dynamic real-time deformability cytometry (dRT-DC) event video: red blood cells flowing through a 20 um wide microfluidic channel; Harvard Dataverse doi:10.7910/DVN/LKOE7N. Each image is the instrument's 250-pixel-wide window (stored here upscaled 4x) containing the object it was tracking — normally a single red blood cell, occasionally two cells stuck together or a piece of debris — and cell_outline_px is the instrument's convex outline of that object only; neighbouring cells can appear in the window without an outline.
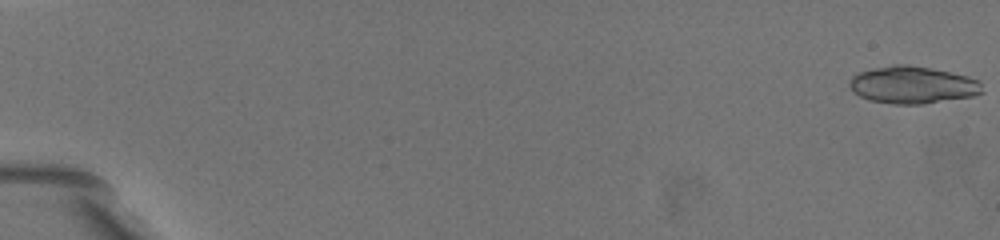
{"species": "common noctule bat (a hibernating species)", "species_latin": "Nyctalus noctula", "temperature_condition": "warm", "stored_images_in_passage": 14, "camera_frame_rate_fps": 3000, "um_per_image_px": 0.085, "animal": {"sex": "female", "body_mass_g": 19.5, "forearm_length_mm": 54.1}, "frame": {"image": 1, "passage_image": 1, "time_ms": 0.0, "image_size_px": [1000, 240], "cell_outline_px": [[984, 92], [976, 96], [920, 104], [892, 104], [868, 100], [852, 92], [848, 84], [848, 80], [852, 76], [860, 72], [872, 68], [892, 64], [904, 64], [928, 68], [968, 76], [980, 80]], "centroid_in_image_um": [77.56, 7.22], "position_along_channel_um": 7.4, "area_um2": 29.07}}
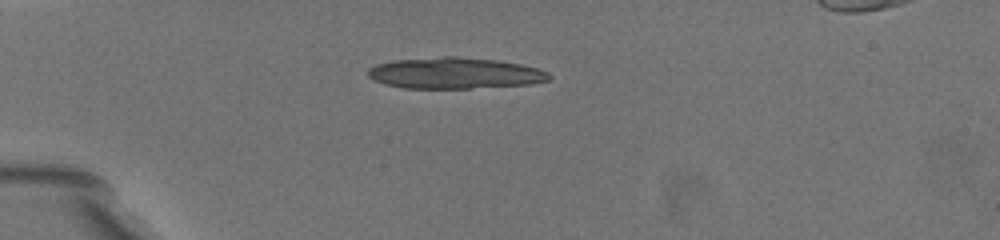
{"frame": {"image": 2, "passage_image": 12, "time_ms": 5.667, "image_size_px": [1000, 240], "cell_outline_px": [[552, 76], [548, 80], [528, 84], [468, 88], [404, 88], [384, 84], [368, 76], [368, 68], [376, 64], [396, 60], [444, 56], [456, 56], [496, 60], [520, 64], [536, 68], [548, 72]], "centroid_in_image_um": [38.64, 6.21], "position_along_channel_um": 46.4, "area_um2": 32.66}}